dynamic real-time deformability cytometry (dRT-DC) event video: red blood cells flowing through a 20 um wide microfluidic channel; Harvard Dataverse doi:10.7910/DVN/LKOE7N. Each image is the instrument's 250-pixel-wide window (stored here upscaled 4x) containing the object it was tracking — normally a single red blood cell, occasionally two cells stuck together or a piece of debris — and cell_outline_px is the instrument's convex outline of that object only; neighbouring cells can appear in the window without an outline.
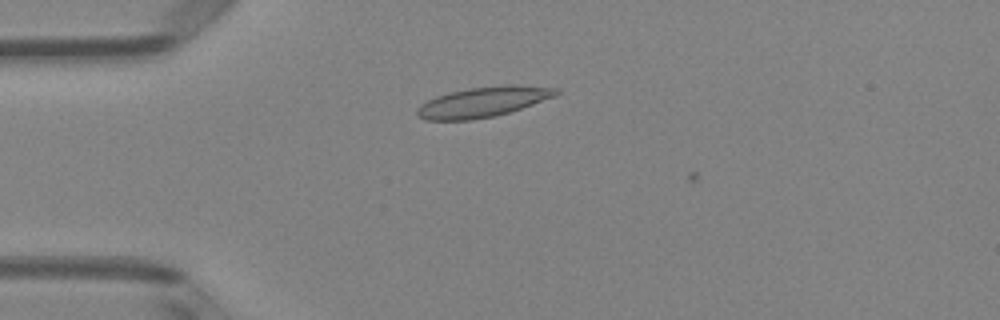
{"species": "Egyptian fruit bat (a non-hibernating species)", "species_latin": "Rousettus aegyptiacus", "temperature_condition": "room temperature", "stored_images_in_passage": 3, "camera_frame_rate_fps": 3000, "um_per_image_px": 0.085, "animal": {"sex": "female"}, "frame": {"image": 1, "passage_image": 2, "time_ms": 0.333, "image_size_px": [1000, 320], "cell_outline_px": [[560, 92], [556, 96], [496, 116], [472, 120], [424, 120], [416, 112], [420, 104], [436, 96], [448, 92], [468, 88], [504, 84], [520, 84], [560, 88]], "centroid_in_image_um": [41.09, 8.64], "position_along_channel_um": 43.9, "area_um2": 24.68}}